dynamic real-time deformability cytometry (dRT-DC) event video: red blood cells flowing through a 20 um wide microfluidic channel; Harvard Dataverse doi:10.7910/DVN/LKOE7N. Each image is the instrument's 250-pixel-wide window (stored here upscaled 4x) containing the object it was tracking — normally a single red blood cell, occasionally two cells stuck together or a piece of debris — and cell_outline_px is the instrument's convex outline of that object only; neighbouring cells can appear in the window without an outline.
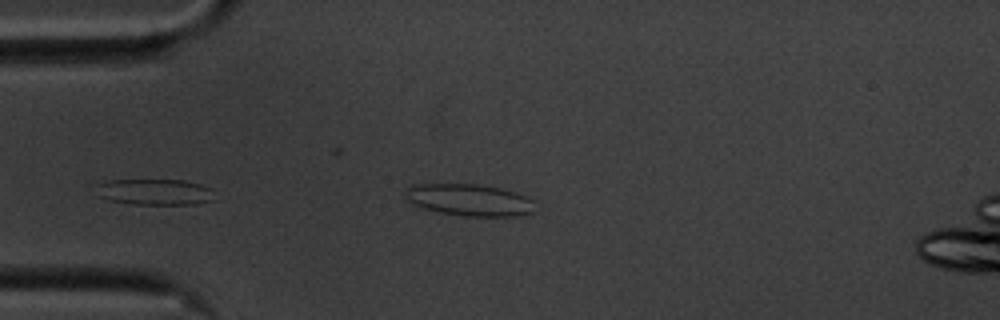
{"species": "common noctule bat (a hibernating species)", "species_latin": "Nyctalus noctula", "temperature_condition": "cold", "stored_images_in_passage": 41, "camera_frame_rate_fps": 3000, "um_per_image_px": 0.085, "animal": {"sex": "male", "body_mass_g": 20.1, "forearm_length_mm": 53.5}, "frame": {"image": 1, "passage_image": 1, "time_ms": 0.0, "image_size_px": [1000, 320], "cell_outline_px": [[532, 212], [520, 216], [464, 216], [440, 212], [408, 204], [404, 196], [404, 188], [412, 184], [476, 184], [500, 188], [524, 196], [532, 200]], "centroid_in_image_um": [39.77, 16.99], "position_along_channel_um": 45.2, "area_um2": 24.1}}
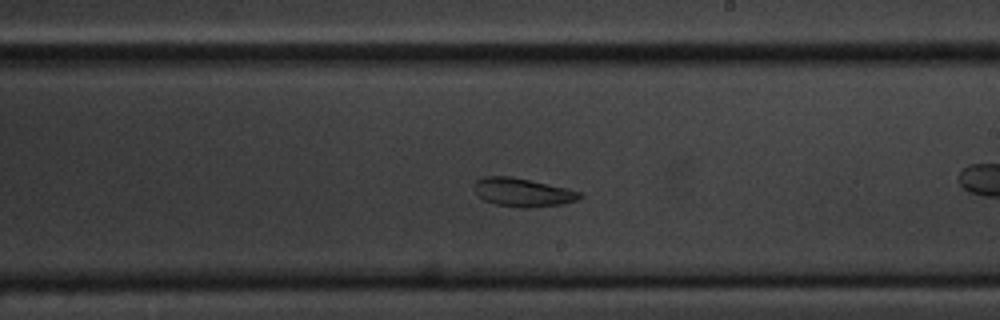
{"frame": {"image": 2, "passage_image": 16, "time_ms": 5.0, "image_size_px": [1000, 320], "cell_outline_px": [[584, 196], [576, 200], [564, 204], [532, 208], [520, 208], [496, 204], [484, 200], [476, 192], [476, 180], [484, 176], [512, 176], [568, 188], [584, 192]], "centroid_in_image_um": [44.51, 16.35], "position_along_channel_um": 244.5, "area_um2": 17.69}}
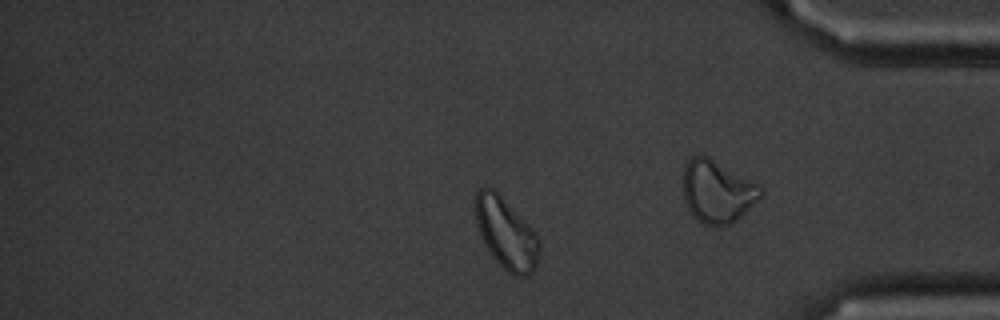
{"frame": {"image": 3, "passage_image": 31, "time_ms": 10.0, "image_size_px": [1000, 320], "cell_outline_px": [[540, 252], [536, 268], [532, 272], [524, 276], [512, 276], [492, 256], [476, 224], [476, 192], [480, 188], [492, 188], [536, 232], [540, 240]], "centroid_in_image_um": [43.06, 19.88], "position_along_channel_um": 392.1, "area_um2": 25.89}, "authors_computed_cell_mechanics": {"area_um2": 20.808, "velocity_mm_per_s": 3.4472, "shape_relaxation_time_tau1_ms": 3.6182, "shape_relaxation_time_tau2_ms": 2.7889, "deformation_change_tau1": 0.0764, "deformation_change_tau2": 0.0797}}